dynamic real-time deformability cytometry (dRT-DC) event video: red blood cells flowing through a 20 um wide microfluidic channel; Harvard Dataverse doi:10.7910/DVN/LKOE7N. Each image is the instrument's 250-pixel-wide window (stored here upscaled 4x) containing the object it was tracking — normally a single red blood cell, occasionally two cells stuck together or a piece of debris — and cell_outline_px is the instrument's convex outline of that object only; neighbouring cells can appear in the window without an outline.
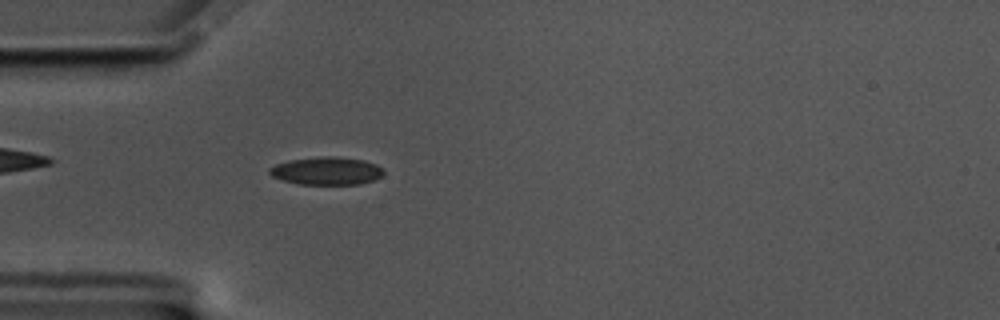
{"species": "common noctule bat (a hibernating species)", "species_latin": "Nyctalus noctula", "temperature_condition": "cold", "stored_images_in_passage": 57, "camera_frame_rate_fps": 3000, "um_per_image_px": 0.085, "animal": {"sex": "male", "body_mass_g": 17.5, "forearm_length_mm": 52.3}, "frame": {"image": 1, "passage_image": 16, "time_ms": 5.0, "image_size_px": [1000, 320], "cell_outline_px": [[384, 172], [380, 176], [372, 180], [360, 184], [300, 184], [284, 180], [272, 176], [268, 172], [268, 168], [276, 164], [288, 160], [324, 156], [332, 156], [364, 160], [376, 164], [384, 168]], "centroid_in_image_um": [27.76, 14.52], "position_along_channel_um": 57.2, "area_um2": 18.44}}
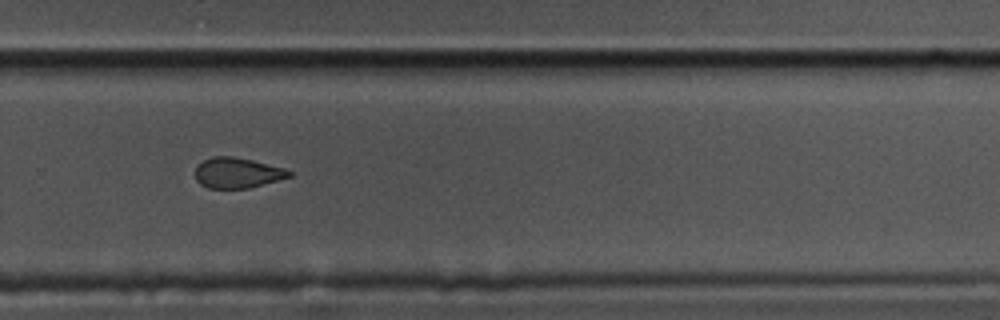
{"frame": {"image": 2, "passage_image": 38, "time_ms": 12.333, "image_size_px": [1000, 320], "cell_outline_px": [[292, 176], [248, 188], [208, 188], [200, 184], [196, 180], [196, 164], [212, 156], [232, 156], [252, 160], [284, 168], [292, 172]], "centroid_in_image_um": [20.14, 14.68], "position_along_channel_um": 309.7, "area_um2": 16.59}}
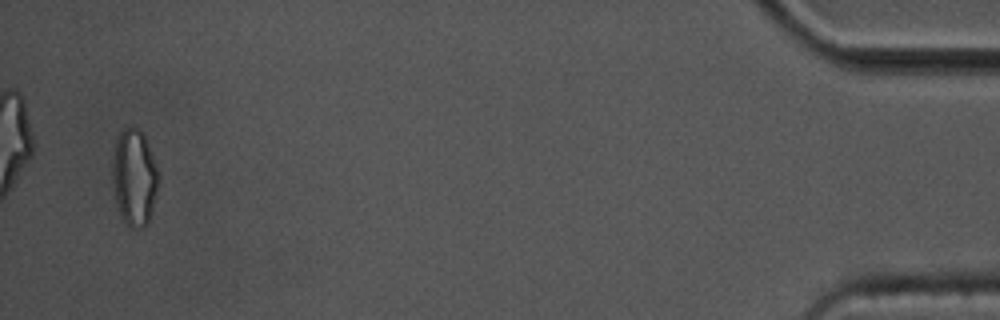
{"frame": {"image": 3, "passage_image": 55, "time_ms": 18.0, "image_size_px": [1000, 320], "cell_outline_px": [[160, 176], [152, 212], [148, 224], [144, 228], [128, 228], [120, 212], [116, 200], [112, 180], [112, 160], [116, 140], [120, 132], [128, 124], [132, 124], [144, 136], [148, 144]], "centroid_in_image_um": [11.42, 15.09], "position_along_channel_um": 423.8, "area_um2": 26.13}, "authors_computed_cell_mechanics": {"area_um2": 18.207, "velocity_mm_per_s": 3.5024, "shape_relaxation_time_tau1_ms": 2.9788, "shape_relaxation_time_tau2_ms": 2.1587, "deformation_change_tau1": 0.1124, "deformation_change_tau2": 0.085}}